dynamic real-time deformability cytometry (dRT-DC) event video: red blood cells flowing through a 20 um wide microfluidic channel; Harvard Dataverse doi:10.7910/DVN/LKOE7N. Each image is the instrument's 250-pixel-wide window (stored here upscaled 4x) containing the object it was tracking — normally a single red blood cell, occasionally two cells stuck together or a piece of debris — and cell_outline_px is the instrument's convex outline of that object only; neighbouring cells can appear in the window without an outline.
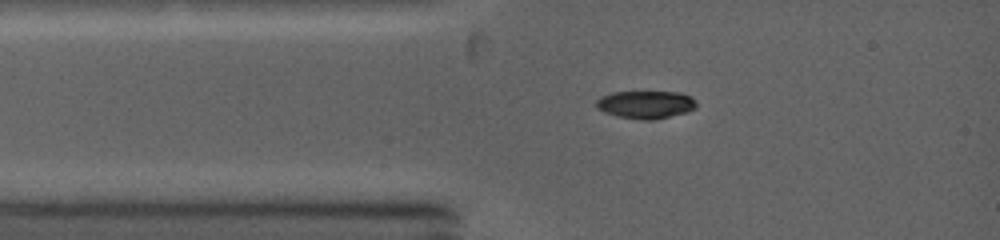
{"species": "common noctule bat (a hibernating species)", "species_latin": "Nyctalus noctula", "temperature_condition": "warm", "stored_images_in_passage": 6, "camera_frame_rate_fps": 5000, "um_per_image_px": 0.085, "animal": {"sex": "female", "body_mass_g": 19.0, "forearm_length_mm": 53.3}, "frame": {"image": 1, "passage_image": 1, "time_ms": 0.0, "image_size_px": [1000, 240], "cell_outline_px": [[696, 108], [688, 112], [656, 120], [640, 120], [616, 116], [604, 112], [596, 108], [596, 100], [600, 96], [612, 92], [680, 92], [692, 96], [696, 100]], "centroid_in_image_um": [54.9, 8.89], "position_along_channel_um": 30.1, "area_um2": 16.59}}
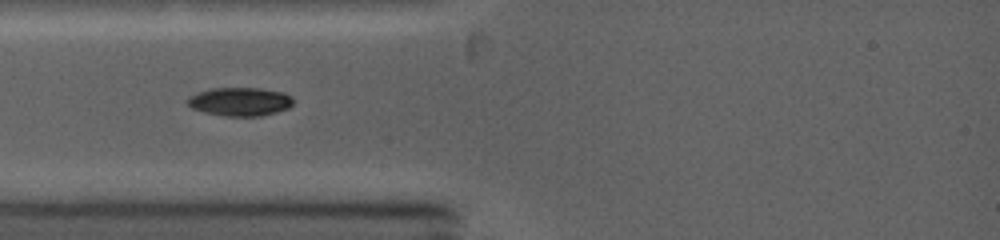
{"frame": {"image": 2, "passage_image": 4, "time_ms": 1.0, "image_size_px": [1000, 240], "cell_outline_px": [[292, 104], [288, 108], [276, 112], [260, 116], [224, 116], [204, 112], [192, 108], [184, 100], [188, 96], [212, 88], [260, 88], [284, 92], [292, 96]], "centroid_in_image_um": [20.38, 8.63], "position_along_channel_um": 64.6, "area_um2": 17.63}}